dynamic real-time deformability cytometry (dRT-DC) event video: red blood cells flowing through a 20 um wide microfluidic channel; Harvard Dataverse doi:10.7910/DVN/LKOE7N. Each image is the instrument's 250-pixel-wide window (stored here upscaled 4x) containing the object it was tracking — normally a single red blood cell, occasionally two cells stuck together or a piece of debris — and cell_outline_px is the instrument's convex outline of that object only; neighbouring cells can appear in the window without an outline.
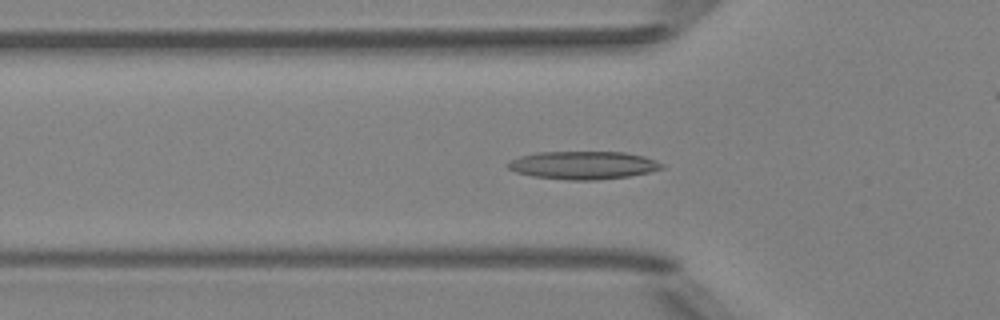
{"species": "Egyptian fruit bat (a non-hibernating species)", "species_latin": "Rousettus aegyptiacus", "temperature_condition": "room temperature", "stored_images_in_passage": 47, "camera_frame_rate_fps": 3000, "um_per_image_px": 0.085, "animal": {"sex": "female"}, "frame": {"image": 1, "passage_image": 12, "time_ms": 3.667, "image_size_px": [1000, 320], "cell_outline_px": [[664, 168], [648, 172], [628, 176], [596, 180], [568, 180], [532, 176], [516, 172], [508, 168], [504, 164], [508, 160], [520, 156], [536, 152], [624, 152], [644, 156], [656, 160], [664, 164]], "centroid_in_image_um": [49.53, 14.04], "position_along_channel_um": 76.3, "area_um2": 25.26}}
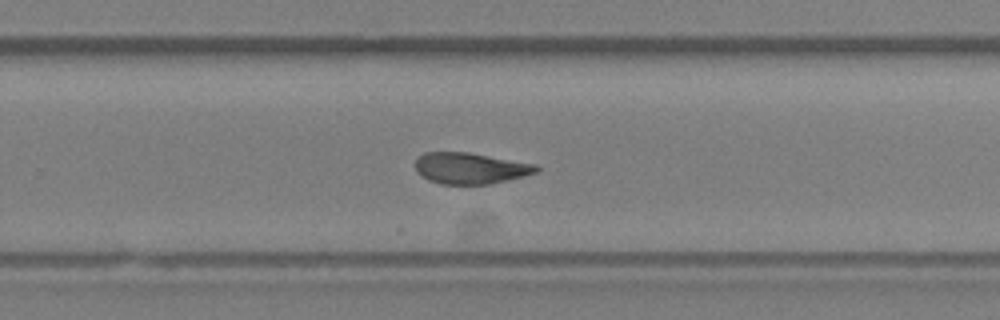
{"frame": {"image": 2, "passage_image": 28, "time_ms": 9.0, "image_size_px": [1000, 320], "cell_outline_px": [[540, 168], [536, 172], [524, 176], [488, 184], [440, 184], [428, 180], [420, 176], [416, 172], [416, 160], [424, 152], [468, 152], [536, 164]], "centroid_in_image_um": [39.95, 14.3], "position_along_channel_um": 289.8, "area_um2": 21.96}}
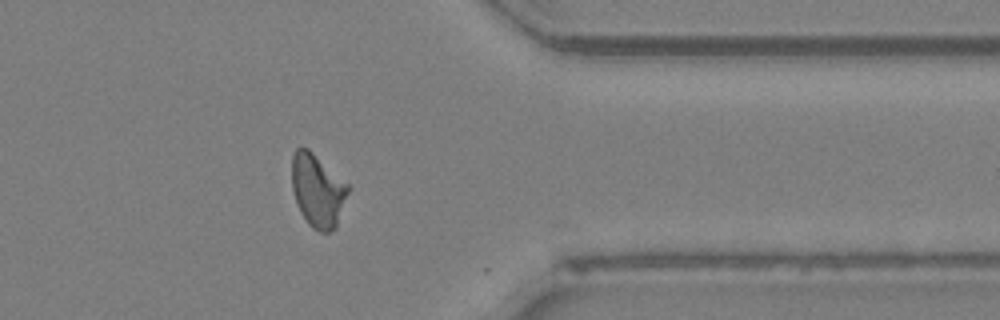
{"frame": {"image": 3, "passage_image": 36, "time_ms": 11.667, "image_size_px": [1000, 320], "cell_outline_px": [[352, 188], [336, 228], [328, 232], [320, 232], [312, 228], [308, 224], [300, 212], [292, 188], [292, 156], [296, 148], [308, 148], [352, 184]], "centroid_in_image_um": [27.07, 16.18], "position_along_channel_um": 384.3, "area_um2": 24.74}, "authors_computed_cell_mechanics": {"area_um2": 22.9466, "velocity_mm_per_s": 4.0102, "shape_relaxation_time_tau1_ms": null, "shape_relaxation_time_tau2_ms": 4.764, "deformation_change_tau1": null, "deformation_change_tau2": 0.1249}}